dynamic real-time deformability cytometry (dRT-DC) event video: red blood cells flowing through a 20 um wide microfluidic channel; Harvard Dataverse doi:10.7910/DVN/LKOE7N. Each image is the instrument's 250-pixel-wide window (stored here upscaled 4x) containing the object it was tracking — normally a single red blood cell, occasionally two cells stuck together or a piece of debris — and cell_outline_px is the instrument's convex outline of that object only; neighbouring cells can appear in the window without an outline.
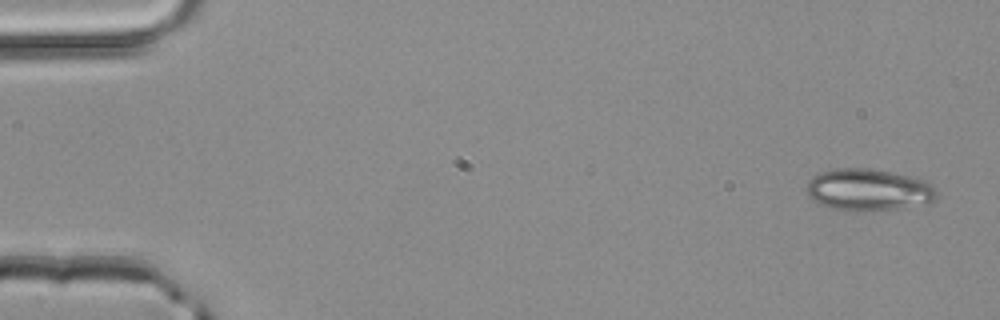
{"species": "common noctule bat (a hibernating species)", "species_latin": "Nyctalus noctula", "temperature_condition": "room temperature", "stored_images_in_passage": 4, "camera_frame_rate_fps": 3000, "um_per_image_px": 0.085, "animal": {"sex": "male", "body_mass_g": 20.4}, "frame": {"image": 1, "passage_image": 1, "time_ms": 0.0, "image_size_px": [1000, 320], "cell_outline_px": [[936, 200], [928, 204], [896, 208], [832, 208], [820, 204], [808, 196], [808, 180], [812, 176], [820, 172], [836, 168], [868, 168], [916, 176], [932, 184], [936, 188]], "centroid_in_image_um": [73.88, 16.07], "position_along_channel_um": 11.1, "area_um2": 31.15}}